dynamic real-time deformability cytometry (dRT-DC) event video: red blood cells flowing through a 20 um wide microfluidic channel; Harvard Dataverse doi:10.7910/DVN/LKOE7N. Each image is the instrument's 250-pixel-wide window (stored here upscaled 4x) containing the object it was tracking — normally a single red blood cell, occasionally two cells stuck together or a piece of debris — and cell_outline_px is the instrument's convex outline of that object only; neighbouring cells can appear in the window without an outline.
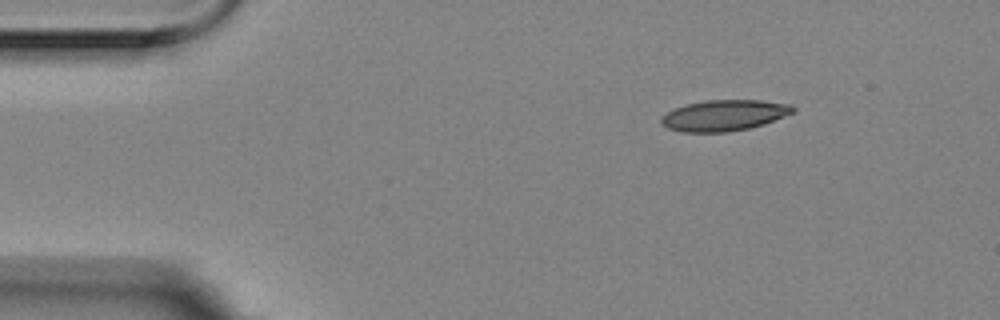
{"species": "Egyptian fruit bat (a non-hibernating species)", "species_latin": "Rousettus aegyptiacus", "temperature_condition": "room temperature", "stored_images_in_passage": 6, "segment_of_instrument_passage": [2, 2], "camera_frame_rate_fps": 3000, "um_per_image_px": 0.085, "animal": {"sex": "female"}, "frame": {"image": 1, "passage_image": 6, "time_ms": 1.667, "image_size_px": [1000, 320], "cell_outline_px": [[796, 112], [764, 124], [748, 128], [728, 132], [680, 132], [668, 128], [660, 124], [660, 116], [676, 108], [688, 104], [704, 100], [760, 100], [792, 104], [796, 108]], "centroid_in_image_um": [61.57, 9.81], "position_along_channel_um": 23.4, "area_um2": 23.93}}